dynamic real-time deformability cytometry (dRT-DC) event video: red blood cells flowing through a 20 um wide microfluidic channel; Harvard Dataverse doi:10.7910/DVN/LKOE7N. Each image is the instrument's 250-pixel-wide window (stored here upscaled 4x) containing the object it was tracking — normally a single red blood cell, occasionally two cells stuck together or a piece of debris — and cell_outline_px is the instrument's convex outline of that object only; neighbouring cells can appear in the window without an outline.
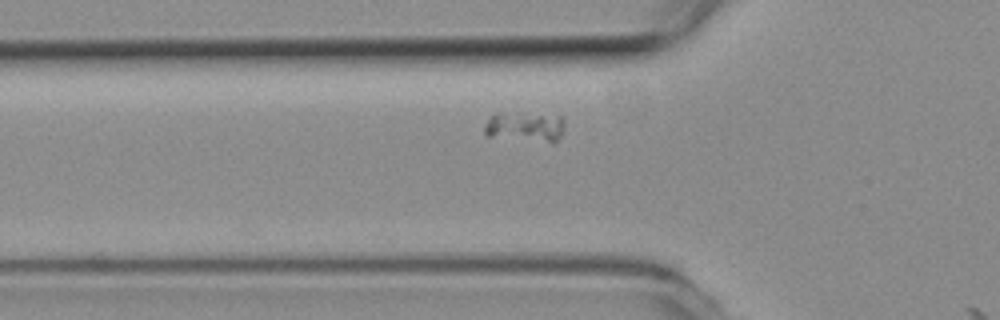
{"species": "common noctule bat (a hibernating species)", "species_latin": "Nyctalus noctula", "temperature_condition": "room temperature", "stored_images_in_passage": 5, "camera_frame_rate_fps": 3000, "um_per_image_px": 0.085, "animal": {"sex": "female", "body_mass_g": 19.3, "forearm_length_mm": 54.1}, "frame": {"image": 1, "passage_image": 4, "time_ms": 1.0, "image_size_px": [1000, 320], "cell_outline_px": [[564, 128], [560, 136], [552, 144], [484, 136], [484, 124], [492, 116], [500, 112], [560, 116], [564, 120]], "centroid_in_image_um": [44.62, 10.82], "position_along_channel_um": 81.2, "area_um2": 14.33}}